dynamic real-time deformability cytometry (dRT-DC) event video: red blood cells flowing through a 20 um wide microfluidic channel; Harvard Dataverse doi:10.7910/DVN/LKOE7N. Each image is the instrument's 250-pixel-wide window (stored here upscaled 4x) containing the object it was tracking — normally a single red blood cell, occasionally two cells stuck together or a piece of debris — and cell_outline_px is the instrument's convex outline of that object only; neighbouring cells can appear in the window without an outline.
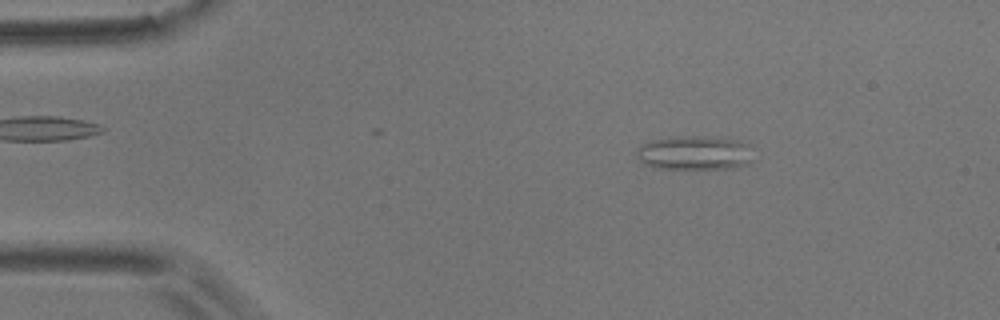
{"species": "common noctule bat (a hibernating species)", "species_latin": "Nyctalus noctula", "temperature_condition": "room temperature", "stored_images_in_passage": 44, "camera_frame_rate_fps": 3000, "um_per_image_px": 0.085, "animal": {"sex": "male", "body_mass_g": 17.9}, "frame": {"image": 1, "passage_image": 8, "time_ms": 2.333, "image_size_px": [1000, 320], "cell_outline_px": [[752, 160], [748, 164], [736, 168], [656, 168], [644, 164], [636, 156], [636, 148], [652, 140], [688, 136], [692, 136], [736, 140], [752, 144]], "centroid_in_image_um": [59.08, 13.01], "position_along_channel_um": 25.9, "area_um2": 23.06}}
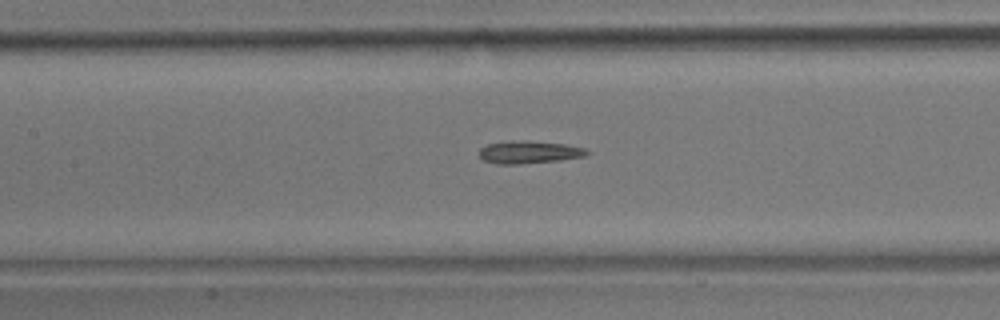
{"frame": {"image": 2, "passage_image": 24, "time_ms": 7.667, "image_size_px": [1000, 320], "cell_outline_px": [[592, 152], [584, 156], [560, 160], [520, 164], [496, 164], [484, 160], [476, 152], [480, 148], [488, 144], [512, 140], [528, 140], [564, 144], [584, 148]], "centroid_in_image_um": [44.94, 12.93], "position_along_channel_um": 162.5, "area_um2": 14.33}}
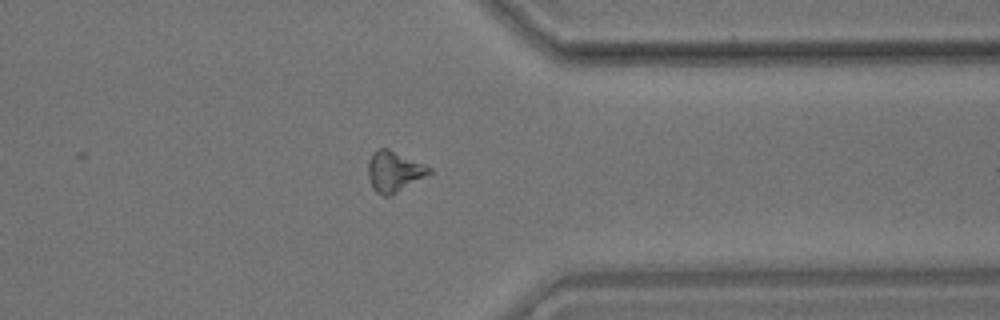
{"frame": {"image": 3, "passage_image": 42, "time_ms": 13.667, "image_size_px": [1000, 320], "cell_outline_px": [[432, 172], [392, 196], [384, 196], [376, 192], [372, 188], [368, 180], [368, 164], [372, 152], [380, 148], [388, 148], [424, 164], [432, 168]], "centroid_in_image_um": [33.48, 14.59], "position_along_channel_um": 377.9, "area_um2": 14.57}, "authors_computed_cell_mechanics": {"area_um2": 14.2477, "velocity_mm_per_s": 3.6995, "shape_relaxation_time_tau1_ms": null, "shape_relaxation_time_tau2_ms": 9.9269, "deformation_change_tau1": null, "deformation_change_tau2": 0.2344}}